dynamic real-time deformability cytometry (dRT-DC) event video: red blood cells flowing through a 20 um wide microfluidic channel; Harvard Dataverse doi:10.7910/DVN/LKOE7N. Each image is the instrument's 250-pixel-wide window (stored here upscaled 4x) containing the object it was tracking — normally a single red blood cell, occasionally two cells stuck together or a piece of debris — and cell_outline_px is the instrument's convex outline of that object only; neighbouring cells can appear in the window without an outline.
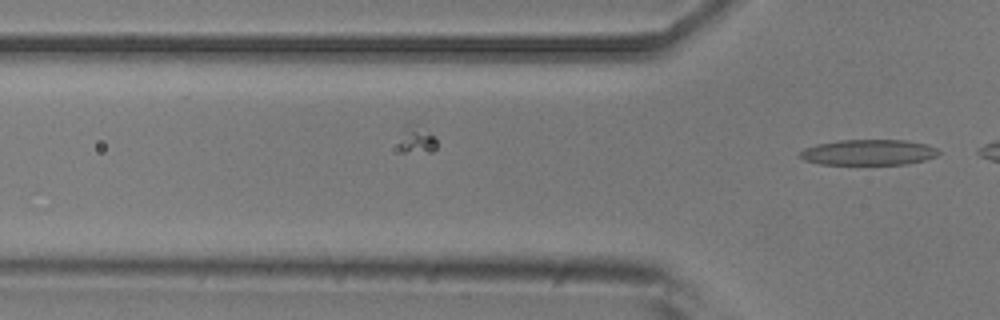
{"species": "common noctule bat (a hibernating species)", "species_latin": "Nyctalus noctula", "temperature_condition": "room temperature", "stored_images_in_passage": 3, "camera_frame_rate_fps": 3000, "um_per_image_px": 0.085, "animal": {"sex": "male", "body_mass_g": 20.5, "forearm_length_mm": 52.5}, "frame": {"image": 1, "passage_image": 3, "time_ms": 0.667, "image_size_px": [1000, 320], "cell_outline_px": [[940, 152], [936, 156], [924, 160], [908, 164], [820, 164], [804, 160], [800, 156], [800, 152], [804, 148], [816, 144], [840, 140], [904, 140], [928, 144], [936, 148]], "centroid_in_image_um": [73.83, 12.94], "position_along_channel_um": 52.0, "area_um2": 20.69}}